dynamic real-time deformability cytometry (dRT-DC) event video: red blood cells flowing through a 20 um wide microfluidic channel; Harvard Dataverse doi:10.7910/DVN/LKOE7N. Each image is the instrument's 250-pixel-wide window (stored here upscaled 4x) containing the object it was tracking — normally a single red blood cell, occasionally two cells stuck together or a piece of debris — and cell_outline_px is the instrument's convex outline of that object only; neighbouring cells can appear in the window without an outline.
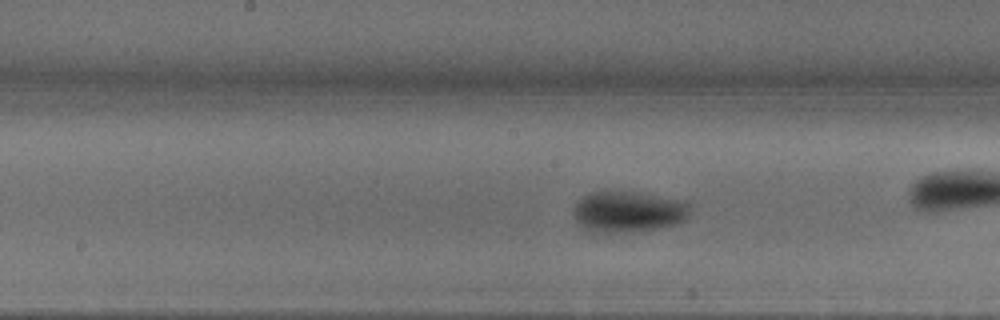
{"species": "common noctule bat (a hibernating species)", "species_latin": "Nyctalus noctula", "temperature_condition": "warm", "stored_images_in_passage": 36, "camera_frame_rate_fps": 3000, "um_per_image_px": 0.085, "animal": {"sex": "male", "body_mass_g": 18.8}, "frame": {"image": 1, "passage_image": 21, "time_ms": 6.667, "image_size_px": [1000, 320], "cell_outline_px": [[688, 216], [684, 220], [676, 224], [604, 236], [592, 236], [576, 220], [572, 212], [576, 200], [580, 196], [592, 192], [632, 192], [676, 200], [688, 204]], "centroid_in_image_um": [53.23, 18.05], "position_along_channel_um": 195.0, "area_um2": 28.03}}
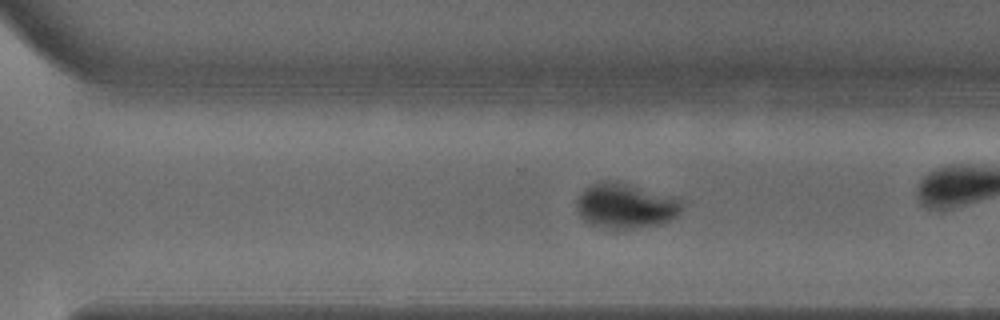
{"frame": {"image": 2, "passage_image": 31, "time_ms": 10.0, "image_size_px": [1000, 320], "cell_outline_px": [[680, 212], [676, 216], [660, 224], [632, 228], [612, 228], [596, 224], [588, 220], [576, 208], [576, 200], [580, 192], [584, 188], [592, 184], [616, 180], [676, 196], [680, 200]], "centroid_in_image_um": [53.21, 17.45], "position_along_channel_um": 317.4, "area_um2": 27.11}}